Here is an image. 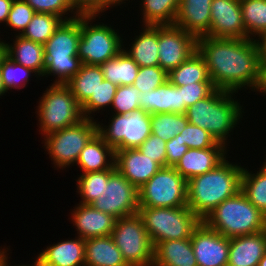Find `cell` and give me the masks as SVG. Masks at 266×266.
Masks as SVG:
<instances>
[{
    "label": "cell",
    "instance_id": "6da1fadb",
    "mask_svg": "<svg viewBox=\"0 0 266 266\" xmlns=\"http://www.w3.org/2000/svg\"><path fill=\"white\" fill-rule=\"evenodd\" d=\"M197 51L216 89L235 94L246 88L255 90L262 62L256 39L201 36L197 38Z\"/></svg>",
    "mask_w": 266,
    "mask_h": 266
},
{
    "label": "cell",
    "instance_id": "7a4b0ae2",
    "mask_svg": "<svg viewBox=\"0 0 266 266\" xmlns=\"http://www.w3.org/2000/svg\"><path fill=\"white\" fill-rule=\"evenodd\" d=\"M241 164L224 160L215 169L187 181V207L201 220L241 190Z\"/></svg>",
    "mask_w": 266,
    "mask_h": 266
},
{
    "label": "cell",
    "instance_id": "3957f363",
    "mask_svg": "<svg viewBox=\"0 0 266 266\" xmlns=\"http://www.w3.org/2000/svg\"><path fill=\"white\" fill-rule=\"evenodd\" d=\"M235 98L233 92L215 89L209 96L188 107L185 115L190 124L207 130L217 142L227 147L228 137L245 113Z\"/></svg>",
    "mask_w": 266,
    "mask_h": 266
},
{
    "label": "cell",
    "instance_id": "277c9868",
    "mask_svg": "<svg viewBox=\"0 0 266 266\" xmlns=\"http://www.w3.org/2000/svg\"><path fill=\"white\" fill-rule=\"evenodd\" d=\"M81 37V16L64 20L43 45L45 69L43 77L56 76L54 84H66L82 66L77 56Z\"/></svg>",
    "mask_w": 266,
    "mask_h": 266
},
{
    "label": "cell",
    "instance_id": "5b68a950",
    "mask_svg": "<svg viewBox=\"0 0 266 266\" xmlns=\"http://www.w3.org/2000/svg\"><path fill=\"white\" fill-rule=\"evenodd\" d=\"M203 222L228 238L266 230V216L241 190L218 205Z\"/></svg>",
    "mask_w": 266,
    "mask_h": 266
},
{
    "label": "cell",
    "instance_id": "8992f818",
    "mask_svg": "<svg viewBox=\"0 0 266 266\" xmlns=\"http://www.w3.org/2000/svg\"><path fill=\"white\" fill-rule=\"evenodd\" d=\"M48 87L39 99L35 112L38 114L39 133L43 136L84 119L81 105L66 84L52 83Z\"/></svg>",
    "mask_w": 266,
    "mask_h": 266
},
{
    "label": "cell",
    "instance_id": "52a82bcc",
    "mask_svg": "<svg viewBox=\"0 0 266 266\" xmlns=\"http://www.w3.org/2000/svg\"><path fill=\"white\" fill-rule=\"evenodd\" d=\"M138 214L154 247L162 241L191 238L193 230L201 222L187 206L139 207Z\"/></svg>",
    "mask_w": 266,
    "mask_h": 266
},
{
    "label": "cell",
    "instance_id": "ba28073f",
    "mask_svg": "<svg viewBox=\"0 0 266 266\" xmlns=\"http://www.w3.org/2000/svg\"><path fill=\"white\" fill-rule=\"evenodd\" d=\"M96 17L100 19V16H81V37L77 56L83 64L101 66L123 50L124 39L110 24H93Z\"/></svg>",
    "mask_w": 266,
    "mask_h": 266
},
{
    "label": "cell",
    "instance_id": "9c48e42d",
    "mask_svg": "<svg viewBox=\"0 0 266 266\" xmlns=\"http://www.w3.org/2000/svg\"><path fill=\"white\" fill-rule=\"evenodd\" d=\"M97 120L84 118L79 123L44 136V147L54 166H74L82 149L98 133Z\"/></svg>",
    "mask_w": 266,
    "mask_h": 266
},
{
    "label": "cell",
    "instance_id": "30bf717a",
    "mask_svg": "<svg viewBox=\"0 0 266 266\" xmlns=\"http://www.w3.org/2000/svg\"><path fill=\"white\" fill-rule=\"evenodd\" d=\"M139 207L187 206V181L174 167H162L138 189Z\"/></svg>",
    "mask_w": 266,
    "mask_h": 266
},
{
    "label": "cell",
    "instance_id": "8fae6325",
    "mask_svg": "<svg viewBox=\"0 0 266 266\" xmlns=\"http://www.w3.org/2000/svg\"><path fill=\"white\" fill-rule=\"evenodd\" d=\"M111 236L129 266L153 265L154 246L138 213L116 219Z\"/></svg>",
    "mask_w": 266,
    "mask_h": 266
},
{
    "label": "cell",
    "instance_id": "7c38bea8",
    "mask_svg": "<svg viewBox=\"0 0 266 266\" xmlns=\"http://www.w3.org/2000/svg\"><path fill=\"white\" fill-rule=\"evenodd\" d=\"M110 117L108 126L98 122L97 128L115 151L138 148L151 135V114L142 109L128 114L112 113Z\"/></svg>",
    "mask_w": 266,
    "mask_h": 266
},
{
    "label": "cell",
    "instance_id": "4fadbf2b",
    "mask_svg": "<svg viewBox=\"0 0 266 266\" xmlns=\"http://www.w3.org/2000/svg\"><path fill=\"white\" fill-rule=\"evenodd\" d=\"M104 194L91 205L101 212L119 219L138 213V189L130 183L116 168L105 182Z\"/></svg>",
    "mask_w": 266,
    "mask_h": 266
},
{
    "label": "cell",
    "instance_id": "5bb4252c",
    "mask_svg": "<svg viewBox=\"0 0 266 266\" xmlns=\"http://www.w3.org/2000/svg\"><path fill=\"white\" fill-rule=\"evenodd\" d=\"M159 66L167 73L197 50V38L176 25H158Z\"/></svg>",
    "mask_w": 266,
    "mask_h": 266
},
{
    "label": "cell",
    "instance_id": "9a60e30c",
    "mask_svg": "<svg viewBox=\"0 0 266 266\" xmlns=\"http://www.w3.org/2000/svg\"><path fill=\"white\" fill-rule=\"evenodd\" d=\"M190 239L198 266H227L230 238L201 221Z\"/></svg>",
    "mask_w": 266,
    "mask_h": 266
},
{
    "label": "cell",
    "instance_id": "2e32d148",
    "mask_svg": "<svg viewBox=\"0 0 266 266\" xmlns=\"http://www.w3.org/2000/svg\"><path fill=\"white\" fill-rule=\"evenodd\" d=\"M211 24L204 36L248 39L240 0H212Z\"/></svg>",
    "mask_w": 266,
    "mask_h": 266
},
{
    "label": "cell",
    "instance_id": "e0dca14e",
    "mask_svg": "<svg viewBox=\"0 0 266 266\" xmlns=\"http://www.w3.org/2000/svg\"><path fill=\"white\" fill-rule=\"evenodd\" d=\"M227 147L217 143L205 149L189 148L175 165V169L188 181L189 179L215 169L227 156Z\"/></svg>",
    "mask_w": 266,
    "mask_h": 266
},
{
    "label": "cell",
    "instance_id": "ac0fdd59",
    "mask_svg": "<svg viewBox=\"0 0 266 266\" xmlns=\"http://www.w3.org/2000/svg\"><path fill=\"white\" fill-rule=\"evenodd\" d=\"M115 168L139 189L162 166L134 148L115 151Z\"/></svg>",
    "mask_w": 266,
    "mask_h": 266
},
{
    "label": "cell",
    "instance_id": "d6986e66",
    "mask_svg": "<svg viewBox=\"0 0 266 266\" xmlns=\"http://www.w3.org/2000/svg\"><path fill=\"white\" fill-rule=\"evenodd\" d=\"M71 211V221L82 239L110 236L116 218L96 210L91 204L79 203Z\"/></svg>",
    "mask_w": 266,
    "mask_h": 266
},
{
    "label": "cell",
    "instance_id": "ffe728a7",
    "mask_svg": "<svg viewBox=\"0 0 266 266\" xmlns=\"http://www.w3.org/2000/svg\"><path fill=\"white\" fill-rule=\"evenodd\" d=\"M85 239L61 240L37 255V266H85Z\"/></svg>",
    "mask_w": 266,
    "mask_h": 266
},
{
    "label": "cell",
    "instance_id": "44dd1931",
    "mask_svg": "<svg viewBox=\"0 0 266 266\" xmlns=\"http://www.w3.org/2000/svg\"><path fill=\"white\" fill-rule=\"evenodd\" d=\"M139 98L140 109L149 114H185V103H182L181 87L174 86L169 80L154 90L140 93Z\"/></svg>",
    "mask_w": 266,
    "mask_h": 266
},
{
    "label": "cell",
    "instance_id": "7402d4cb",
    "mask_svg": "<svg viewBox=\"0 0 266 266\" xmlns=\"http://www.w3.org/2000/svg\"><path fill=\"white\" fill-rule=\"evenodd\" d=\"M266 252V230L230 238L227 266H258Z\"/></svg>",
    "mask_w": 266,
    "mask_h": 266
},
{
    "label": "cell",
    "instance_id": "603a6c76",
    "mask_svg": "<svg viewBox=\"0 0 266 266\" xmlns=\"http://www.w3.org/2000/svg\"><path fill=\"white\" fill-rule=\"evenodd\" d=\"M212 0H180L174 25L193 34L204 36L210 29Z\"/></svg>",
    "mask_w": 266,
    "mask_h": 266
},
{
    "label": "cell",
    "instance_id": "cb8c5ba5",
    "mask_svg": "<svg viewBox=\"0 0 266 266\" xmlns=\"http://www.w3.org/2000/svg\"><path fill=\"white\" fill-rule=\"evenodd\" d=\"M14 43H6V55L14 62L31 69L36 76L43 77L45 52L43 44L15 35Z\"/></svg>",
    "mask_w": 266,
    "mask_h": 266
},
{
    "label": "cell",
    "instance_id": "d4e9b609",
    "mask_svg": "<svg viewBox=\"0 0 266 266\" xmlns=\"http://www.w3.org/2000/svg\"><path fill=\"white\" fill-rule=\"evenodd\" d=\"M152 266H198L191 239L167 240L154 247Z\"/></svg>",
    "mask_w": 266,
    "mask_h": 266
},
{
    "label": "cell",
    "instance_id": "484cf974",
    "mask_svg": "<svg viewBox=\"0 0 266 266\" xmlns=\"http://www.w3.org/2000/svg\"><path fill=\"white\" fill-rule=\"evenodd\" d=\"M75 165L82 173L115 168V150L97 133L82 149Z\"/></svg>",
    "mask_w": 266,
    "mask_h": 266
},
{
    "label": "cell",
    "instance_id": "4316f807",
    "mask_svg": "<svg viewBox=\"0 0 266 266\" xmlns=\"http://www.w3.org/2000/svg\"><path fill=\"white\" fill-rule=\"evenodd\" d=\"M85 266H129L112 236L85 239Z\"/></svg>",
    "mask_w": 266,
    "mask_h": 266
},
{
    "label": "cell",
    "instance_id": "83f0119b",
    "mask_svg": "<svg viewBox=\"0 0 266 266\" xmlns=\"http://www.w3.org/2000/svg\"><path fill=\"white\" fill-rule=\"evenodd\" d=\"M142 32L133 38L131 44L123 50L139 65V67H150L159 65L158 54V25H144Z\"/></svg>",
    "mask_w": 266,
    "mask_h": 266
},
{
    "label": "cell",
    "instance_id": "f1b7e54d",
    "mask_svg": "<svg viewBox=\"0 0 266 266\" xmlns=\"http://www.w3.org/2000/svg\"><path fill=\"white\" fill-rule=\"evenodd\" d=\"M168 80L176 87L194 82H212L205 60L197 50L182 64L168 73Z\"/></svg>",
    "mask_w": 266,
    "mask_h": 266
},
{
    "label": "cell",
    "instance_id": "f546056e",
    "mask_svg": "<svg viewBox=\"0 0 266 266\" xmlns=\"http://www.w3.org/2000/svg\"><path fill=\"white\" fill-rule=\"evenodd\" d=\"M104 76L101 66L82 64L80 70L66 85L82 106L98 89Z\"/></svg>",
    "mask_w": 266,
    "mask_h": 266
},
{
    "label": "cell",
    "instance_id": "4dcf8cb0",
    "mask_svg": "<svg viewBox=\"0 0 266 266\" xmlns=\"http://www.w3.org/2000/svg\"><path fill=\"white\" fill-rule=\"evenodd\" d=\"M104 79L117 86L132 85L135 82L139 65L122 50L116 57L101 65Z\"/></svg>",
    "mask_w": 266,
    "mask_h": 266
},
{
    "label": "cell",
    "instance_id": "1f68e13d",
    "mask_svg": "<svg viewBox=\"0 0 266 266\" xmlns=\"http://www.w3.org/2000/svg\"><path fill=\"white\" fill-rule=\"evenodd\" d=\"M141 14L144 25H173L180 0H141Z\"/></svg>",
    "mask_w": 266,
    "mask_h": 266
},
{
    "label": "cell",
    "instance_id": "d6a6232c",
    "mask_svg": "<svg viewBox=\"0 0 266 266\" xmlns=\"http://www.w3.org/2000/svg\"><path fill=\"white\" fill-rule=\"evenodd\" d=\"M264 160L266 161V159ZM244 167L241 177V191L266 216V162H263L256 173Z\"/></svg>",
    "mask_w": 266,
    "mask_h": 266
},
{
    "label": "cell",
    "instance_id": "836d02e7",
    "mask_svg": "<svg viewBox=\"0 0 266 266\" xmlns=\"http://www.w3.org/2000/svg\"><path fill=\"white\" fill-rule=\"evenodd\" d=\"M240 5L246 34L257 40L266 32V0H240Z\"/></svg>",
    "mask_w": 266,
    "mask_h": 266
},
{
    "label": "cell",
    "instance_id": "e575fe53",
    "mask_svg": "<svg viewBox=\"0 0 266 266\" xmlns=\"http://www.w3.org/2000/svg\"><path fill=\"white\" fill-rule=\"evenodd\" d=\"M63 21L64 18L54 14L35 13L20 36L44 45Z\"/></svg>",
    "mask_w": 266,
    "mask_h": 266
},
{
    "label": "cell",
    "instance_id": "d590c367",
    "mask_svg": "<svg viewBox=\"0 0 266 266\" xmlns=\"http://www.w3.org/2000/svg\"><path fill=\"white\" fill-rule=\"evenodd\" d=\"M115 168H110L108 170L96 171V172H87L81 173L80 177H77V193L81 197L79 203L91 204L93 203L100 195L104 194L105 182H108L110 173Z\"/></svg>",
    "mask_w": 266,
    "mask_h": 266
},
{
    "label": "cell",
    "instance_id": "8d00e7d4",
    "mask_svg": "<svg viewBox=\"0 0 266 266\" xmlns=\"http://www.w3.org/2000/svg\"><path fill=\"white\" fill-rule=\"evenodd\" d=\"M188 123L185 114H151V134L156 135L167 142L169 139L182 132Z\"/></svg>",
    "mask_w": 266,
    "mask_h": 266
},
{
    "label": "cell",
    "instance_id": "74e56055",
    "mask_svg": "<svg viewBox=\"0 0 266 266\" xmlns=\"http://www.w3.org/2000/svg\"><path fill=\"white\" fill-rule=\"evenodd\" d=\"M1 77L4 88L10 91L11 89L26 88L29 78L36 75L34 71L25 66L11 60L7 55L0 64Z\"/></svg>",
    "mask_w": 266,
    "mask_h": 266
},
{
    "label": "cell",
    "instance_id": "f35d334b",
    "mask_svg": "<svg viewBox=\"0 0 266 266\" xmlns=\"http://www.w3.org/2000/svg\"><path fill=\"white\" fill-rule=\"evenodd\" d=\"M117 87V85L104 79L95 93H92L90 98L81 106L84 118L94 119L92 115L93 113L95 114L96 111L99 113L101 109L102 111L104 110V112L106 110L104 108L109 107L110 109Z\"/></svg>",
    "mask_w": 266,
    "mask_h": 266
},
{
    "label": "cell",
    "instance_id": "ab89813d",
    "mask_svg": "<svg viewBox=\"0 0 266 266\" xmlns=\"http://www.w3.org/2000/svg\"><path fill=\"white\" fill-rule=\"evenodd\" d=\"M140 92L133 85L118 86L113 98L111 112L128 114L140 109Z\"/></svg>",
    "mask_w": 266,
    "mask_h": 266
},
{
    "label": "cell",
    "instance_id": "60d3db41",
    "mask_svg": "<svg viewBox=\"0 0 266 266\" xmlns=\"http://www.w3.org/2000/svg\"><path fill=\"white\" fill-rule=\"evenodd\" d=\"M168 80V73L159 65L139 67L135 82L132 84L140 93L151 91Z\"/></svg>",
    "mask_w": 266,
    "mask_h": 266
},
{
    "label": "cell",
    "instance_id": "b9f144b4",
    "mask_svg": "<svg viewBox=\"0 0 266 266\" xmlns=\"http://www.w3.org/2000/svg\"><path fill=\"white\" fill-rule=\"evenodd\" d=\"M33 8L24 0H14L8 14L6 26L21 35L35 15Z\"/></svg>",
    "mask_w": 266,
    "mask_h": 266
},
{
    "label": "cell",
    "instance_id": "7bdbcfd3",
    "mask_svg": "<svg viewBox=\"0 0 266 266\" xmlns=\"http://www.w3.org/2000/svg\"><path fill=\"white\" fill-rule=\"evenodd\" d=\"M36 13H50L64 20H70L78 17L70 0H24ZM67 13V14H66ZM69 13H71L69 15ZM73 14V15H72ZM68 15V16H65Z\"/></svg>",
    "mask_w": 266,
    "mask_h": 266
},
{
    "label": "cell",
    "instance_id": "ee69618b",
    "mask_svg": "<svg viewBox=\"0 0 266 266\" xmlns=\"http://www.w3.org/2000/svg\"><path fill=\"white\" fill-rule=\"evenodd\" d=\"M179 138L188 148L192 149L211 148L218 143L207 130L190 123L179 133Z\"/></svg>",
    "mask_w": 266,
    "mask_h": 266
},
{
    "label": "cell",
    "instance_id": "f6af8a7d",
    "mask_svg": "<svg viewBox=\"0 0 266 266\" xmlns=\"http://www.w3.org/2000/svg\"><path fill=\"white\" fill-rule=\"evenodd\" d=\"M216 88L212 82H194L181 86L182 103H185V113L188 107L209 96Z\"/></svg>",
    "mask_w": 266,
    "mask_h": 266
},
{
    "label": "cell",
    "instance_id": "bcb514c9",
    "mask_svg": "<svg viewBox=\"0 0 266 266\" xmlns=\"http://www.w3.org/2000/svg\"><path fill=\"white\" fill-rule=\"evenodd\" d=\"M166 141L151 134L137 149L144 155L166 167Z\"/></svg>",
    "mask_w": 266,
    "mask_h": 266
},
{
    "label": "cell",
    "instance_id": "7dc6e473",
    "mask_svg": "<svg viewBox=\"0 0 266 266\" xmlns=\"http://www.w3.org/2000/svg\"><path fill=\"white\" fill-rule=\"evenodd\" d=\"M79 16H99L114 7V0H70Z\"/></svg>",
    "mask_w": 266,
    "mask_h": 266
},
{
    "label": "cell",
    "instance_id": "c3c4849f",
    "mask_svg": "<svg viewBox=\"0 0 266 266\" xmlns=\"http://www.w3.org/2000/svg\"><path fill=\"white\" fill-rule=\"evenodd\" d=\"M188 149L185 142L180 140L179 134L169 139L166 143V167H175Z\"/></svg>",
    "mask_w": 266,
    "mask_h": 266
},
{
    "label": "cell",
    "instance_id": "681fc988",
    "mask_svg": "<svg viewBox=\"0 0 266 266\" xmlns=\"http://www.w3.org/2000/svg\"><path fill=\"white\" fill-rule=\"evenodd\" d=\"M256 91L261 94L263 93V96L266 95V60H262L260 65L259 81L254 92Z\"/></svg>",
    "mask_w": 266,
    "mask_h": 266
},
{
    "label": "cell",
    "instance_id": "f907efd6",
    "mask_svg": "<svg viewBox=\"0 0 266 266\" xmlns=\"http://www.w3.org/2000/svg\"><path fill=\"white\" fill-rule=\"evenodd\" d=\"M14 0H0V23L6 24Z\"/></svg>",
    "mask_w": 266,
    "mask_h": 266
},
{
    "label": "cell",
    "instance_id": "816d5d0a",
    "mask_svg": "<svg viewBox=\"0 0 266 266\" xmlns=\"http://www.w3.org/2000/svg\"><path fill=\"white\" fill-rule=\"evenodd\" d=\"M7 249H5V247H4V249L3 248L0 249V266H10V263H8V262H10V260H8L9 254L7 253V251L9 252V248L7 247ZM14 266H16V265H14ZM17 266H28V264L27 265L22 264V265H17Z\"/></svg>",
    "mask_w": 266,
    "mask_h": 266
},
{
    "label": "cell",
    "instance_id": "f5cc1de1",
    "mask_svg": "<svg viewBox=\"0 0 266 266\" xmlns=\"http://www.w3.org/2000/svg\"><path fill=\"white\" fill-rule=\"evenodd\" d=\"M257 41L260 47L262 60H266V32L258 38Z\"/></svg>",
    "mask_w": 266,
    "mask_h": 266
},
{
    "label": "cell",
    "instance_id": "db71d44e",
    "mask_svg": "<svg viewBox=\"0 0 266 266\" xmlns=\"http://www.w3.org/2000/svg\"><path fill=\"white\" fill-rule=\"evenodd\" d=\"M2 40L1 41V38H0V64H1V61L5 58L6 56V42Z\"/></svg>",
    "mask_w": 266,
    "mask_h": 266
},
{
    "label": "cell",
    "instance_id": "11a10c76",
    "mask_svg": "<svg viewBox=\"0 0 266 266\" xmlns=\"http://www.w3.org/2000/svg\"><path fill=\"white\" fill-rule=\"evenodd\" d=\"M6 92H7V90L4 88L2 77H1V71H0V96L5 95Z\"/></svg>",
    "mask_w": 266,
    "mask_h": 266
},
{
    "label": "cell",
    "instance_id": "9f6ffc18",
    "mask_svg": "<svg viewBox=\"0 0 266 266\" xmlns=\"http://www.w3.org/2000/svg\"><path fill=\"white\" fill-rule=\"evenodd\" d=\"M258 266H266V252L258 263Z\"/></svg>",
    "mask_w": 266,
    "mask_h": 266
},
{
    "label": "cell",
    "instance_id": "6f0895ef",
    "mask_svg": "<svg viewBox=\"0 0 266 266\" xmlns=\"http://www.w3.org/2000/svg\"><path fill=\"white\" fill-rule=\"evenodd\" d=\"M124 1H128V0H114V7L126 3Z\"/></svg>",
    "mask_w": 266,
    "mask_h": 266
},
{
    "label": "cell",
    "instance_id": "680465c9",
    "mask_svg": "<svg viewBox=\"0 0 266 266\" xmlns=\"http://www.w3.org/2000/svg\"><path fill=\"white\" fill-rule=\"evenodd\" d=\"M33 264L32 265L28 264V266H37L36 262H34Z\"/></svg>",
    "mask_w": 266,
    "mask_h": 266
}]
</instances>
